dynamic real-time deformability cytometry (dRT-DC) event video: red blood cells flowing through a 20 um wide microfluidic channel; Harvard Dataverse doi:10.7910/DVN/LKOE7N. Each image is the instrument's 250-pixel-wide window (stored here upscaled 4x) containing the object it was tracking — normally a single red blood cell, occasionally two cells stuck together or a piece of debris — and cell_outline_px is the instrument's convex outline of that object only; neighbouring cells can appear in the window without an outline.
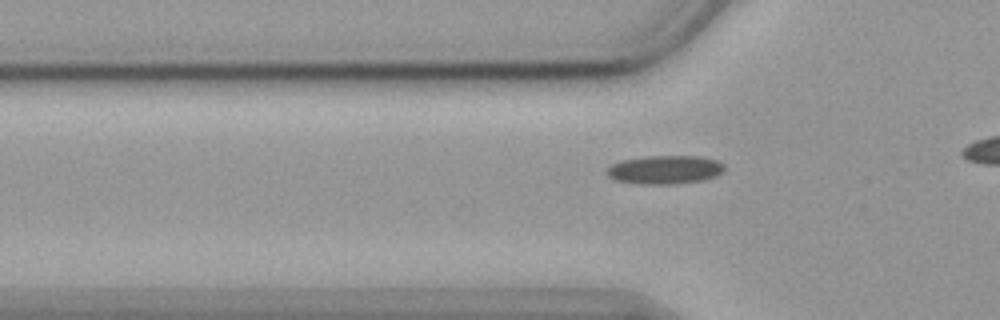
{"species": "common noctule bat (a hibernating species)", "species_latin": "Nyctalus noctula", "temperature_condition": "cold", "stored_images_in_passage": 23, "camera_frame_rate_fps": 3000, "um_per_image_px": 0.085, "animal": {"sex": "female", "body_mass_g": 19.9}, "frame": {"image": 1, "passage_image": 13, "time_ms": 4.0, "image_size_px": [1000, 320], "cell_outline_px": [[724, 172], [716, 176], [704, 180], [672, 184], [636, 184], [616, 180], [608, 176], [604, 172], [612, 164], [620, 160], [644, 156], [700, 156], [716, 160], [724, 164]], "centroid_in_image_um": [56.5, 14.42], "position_along_channel_um": 69.3, "area_um2": 19.83}}
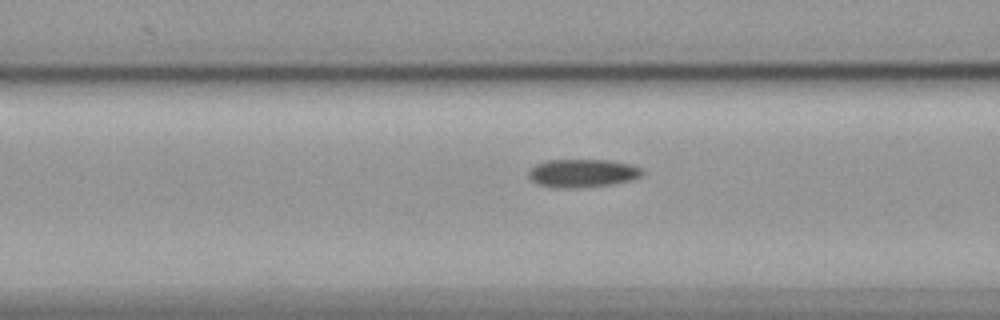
{"frame": {"image": 2, "passage_image": 17, "time_ms": 5.333, "image_size_px": [1000, 320], "cell_outline_px": [[644, 172], [640, 176], [632, 180], [612, 184], [576, 188], [556, 188], [536, 184], [528, 176], [528, 172], [536, 164], [544, 160], [608, 160], [632, 164], [640, 168]], "centroid_in_image_um": [49.5, 14.72], "position_along_channel_um": 117.1, "area_um2": 18.79}}
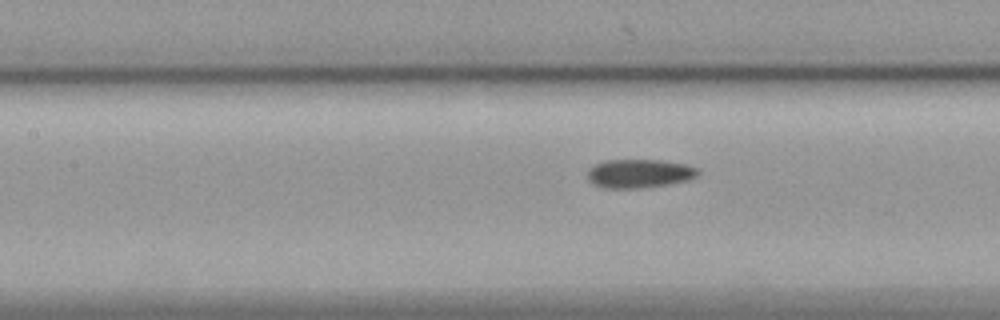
{"frame": {"image": 3, "passage_image": 20, "time_ms": 6.333, "image_size_px": [1000, 320], "cell_outline_px": [[700, 172], [696, 176], [688, 180], [668, 184], [636, 188], [604, 188], [592, 184], [588, 180], [588, 168], [604, 160], [660, 160], [688, 164], [696, 168]], "centroid_in_image_um": [54.32, 14.74], "position_along_channel_um": 153.1, "area_um2": 18.5}}